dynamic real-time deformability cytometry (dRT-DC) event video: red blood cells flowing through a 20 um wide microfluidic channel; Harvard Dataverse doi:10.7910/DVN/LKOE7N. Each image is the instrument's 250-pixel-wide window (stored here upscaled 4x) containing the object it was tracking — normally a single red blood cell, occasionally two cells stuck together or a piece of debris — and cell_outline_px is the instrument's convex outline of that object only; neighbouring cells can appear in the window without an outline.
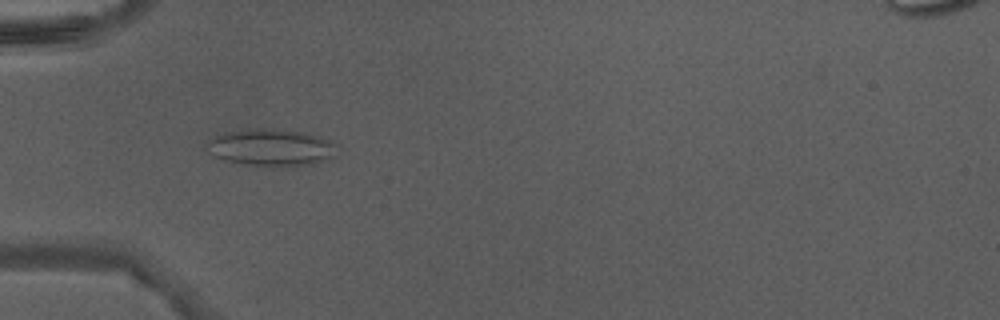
{"species": "Egyptian fruit bat (a non-hibernating species)", "species_latin": "Rousettus aegyptiacus", "temperature_condition": "warm", "stored_images_in_passage": 48, "camera_frame_rate_fps": 3000, "um_per_image_px": 0.085, "animal": {"sex": "male"}, "frame": {"image": 1, "passage_image": 17, "time_ms": 5.333, "image_size_px": [1000, 320], "cell_outline_px": [[340, 144], [336, 156], [312, 164], [284, 168], [272, 168], [244, 164], [224, 160], [212, 156], [204, 148], [216, 136], [224, 132], [256, 128], [304, 132], [320, 136]], "centroid_in_image_um": [23.11, 12.57], "position_along_channel_um": 61.9, "area_um2": 28.78}}
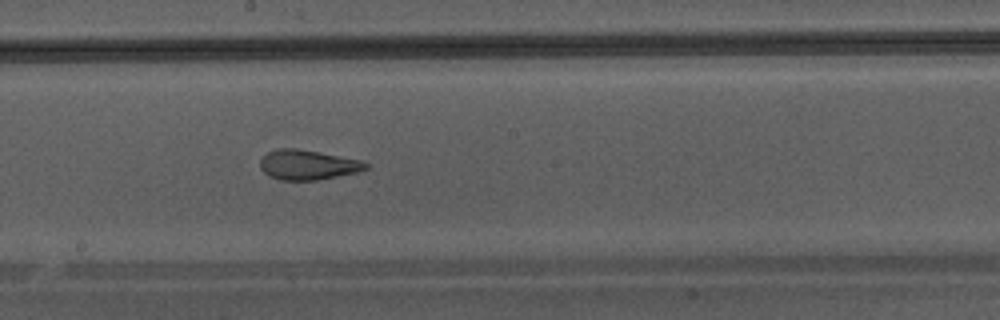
{"frame": {"image": 2, "passage_image": 28, "time_ms": 9.0, "image_size_px": [1000, 320], "cell_outline_px": [[368, 168], [356, 172], [316, 180], [280, 180], [268, 176], [260, 168], [260, 160], [268, 152], [276, 148], [296, 148], [360, 160], [368, 164]], "centroid_in_image_um": [26.1, 14.01], "position_along_channel_um": 222.1, "area_um2": 18.15}}
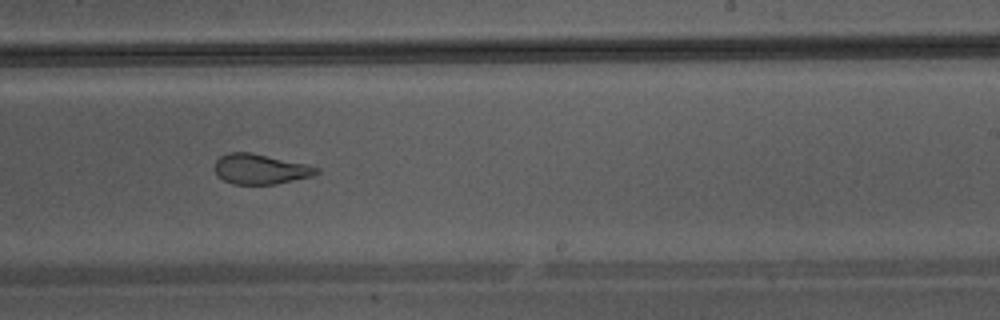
{"frame": {"image": 3, "passage_image": 31, "time_ms": 10.0, "image_size_px": [1000, 320], "cell_outline_px": [[320, 172], [312, 176], [276, 184], [232, 184], [216, 176], [212, 168], [216, 160], [220, 156], [228, 152], [252, 152], [308, 164], [320, 168]], "centroid_in_image_um": [22.1, 14.36], "position_along_channel_um": 266.9, "area_um2": 18.26}}